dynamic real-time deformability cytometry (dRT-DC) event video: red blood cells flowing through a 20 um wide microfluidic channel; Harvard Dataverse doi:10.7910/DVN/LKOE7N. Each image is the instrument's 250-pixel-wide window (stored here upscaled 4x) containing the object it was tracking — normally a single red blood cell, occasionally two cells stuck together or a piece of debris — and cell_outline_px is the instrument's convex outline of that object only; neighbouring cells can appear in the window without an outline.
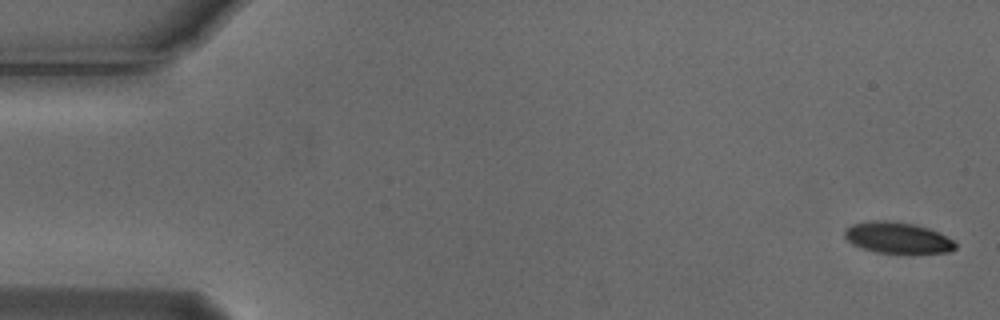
{"species": "Egyptian fruit bat (a non-hibernating species)", "species_latin": "Rousettus aegyptiacus", "temperature_condition": "cold", "stored_images_in_passage": 4, "camera_frame_rate_fps": 3000, "um_per_image_px": 0.085, "animal": {"sex": "male"}, "frame": {"image": 1, "passage_image": 1, "time_ms": 0.0, "image_size_px": [1000, 320], "cell_outline_px": [[956, 248], [952, 252], [912, 256], [876, 252], [852, 244], [844, 236], [844, 228], [852, 224], [876, 220], [888, 220], [916, 224], [928, 228], [952, 240], [956, 244]], "centroid_in_image_um": [76.33, 20.26], "position_along_channel_um": 8.7, "area_um2": 20.87}}